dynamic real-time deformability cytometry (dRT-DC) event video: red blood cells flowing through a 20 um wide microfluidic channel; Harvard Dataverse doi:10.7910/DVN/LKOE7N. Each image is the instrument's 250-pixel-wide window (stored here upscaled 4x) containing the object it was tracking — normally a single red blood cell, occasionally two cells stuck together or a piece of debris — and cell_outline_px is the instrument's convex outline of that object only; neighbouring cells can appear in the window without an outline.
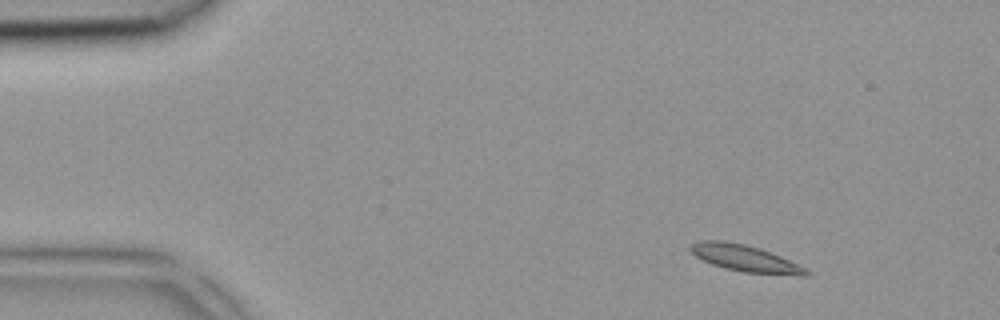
{"species": "common noctule bat (a hibernating species)", "species_latin": "Nyctalus noctula", "temperature_condition": "room temperature", "stored_images_in_passage": 2, "camera_frame_rate_fps": 3000, "um_per_image_px": 0.085, "animal": {"sex": "female", "body_mass_g": 18.4}, "frame": {"image": 1, "passage_image": 1, "time_ms": 0.0, "image_size_px": [1000, 320], "cell_outline_px": [[812, 272], [808, 276], [804, 276], [744, 272], [724, 268], [712, 264], [696, 256], [688, 248], [692, 244], [700, 240], [724, 240], [744, 244], [760, 248], [780, 256], [808, 268]], "centroid_in_image_um": [63.39, 21.96], "position_along_channel_um": 21.6, "area_um2": 18.03}}